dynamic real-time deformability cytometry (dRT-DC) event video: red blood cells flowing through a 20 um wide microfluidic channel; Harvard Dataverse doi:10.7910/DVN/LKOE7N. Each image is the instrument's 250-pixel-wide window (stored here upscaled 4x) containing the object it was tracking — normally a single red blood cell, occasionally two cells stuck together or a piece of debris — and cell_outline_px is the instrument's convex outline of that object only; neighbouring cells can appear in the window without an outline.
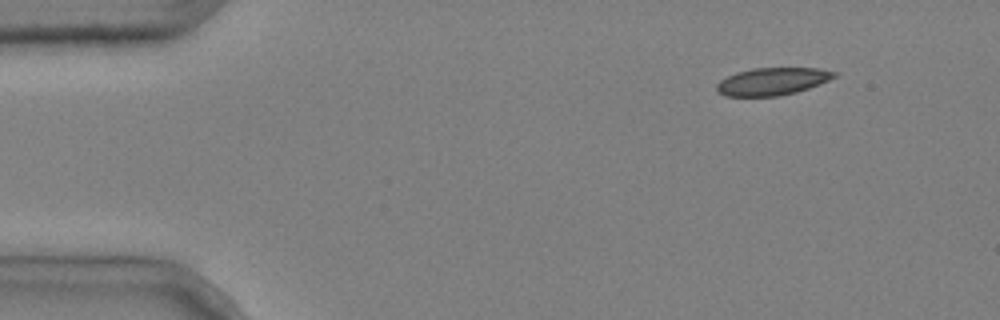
{"species": "common noctule bat (a hibernating species)", "species_latin": "Nyctalus noctula", "temperature_condition": "cold", "stored_images_in_passage": 7, "camera_frame_rate_fps": 3000, "um_per_image_px": 0.085, "animal": {"sex": "male", "body_mass_g": 20.4}, "frame": {"image": 1, "passage_image": 1, "time_ms": 0.0, "image_size_px": [1000, 320], "cell_outline_px": [[836, 76], [820, 84], [796, 92], [776, 96], [724, 96], [716, 92], [716, 84], [720, 80], [736, 72], [752, 68], [820, 68], [836, 72]], "centroid_in_image_um": [65.61, 6.92], "position_along_channel_um": 19.4, "area_um2": 18.84}}
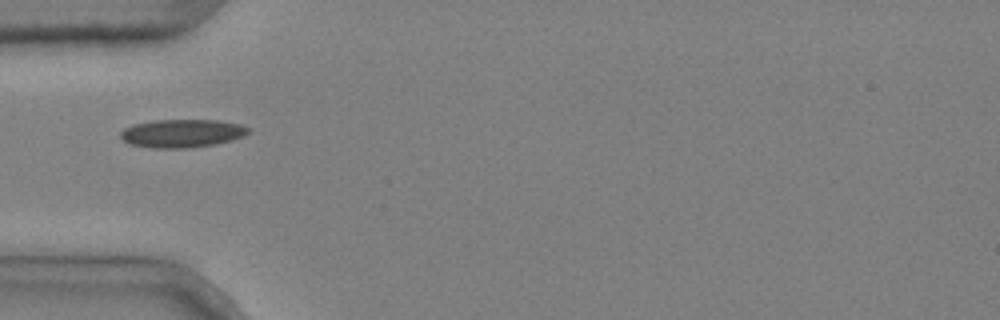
{"frame": {"image": 2, "passage_image": 4, "time_ms": 1.0, "image_size_px": [1000, 320], "cell_outline_px": [[252, 128], [244, 136], [232, 140], [216, 144], [184, 148], [152, 148], [128, 144], [120, 136], [120, 132], [124, 128], [132, 124], [156, 120], [216, 120], [240, 124]], "centroid_in_image_um": [15.47, 11.33], "position_along_channel_um": 69.5, "area_um2": 21.1}}